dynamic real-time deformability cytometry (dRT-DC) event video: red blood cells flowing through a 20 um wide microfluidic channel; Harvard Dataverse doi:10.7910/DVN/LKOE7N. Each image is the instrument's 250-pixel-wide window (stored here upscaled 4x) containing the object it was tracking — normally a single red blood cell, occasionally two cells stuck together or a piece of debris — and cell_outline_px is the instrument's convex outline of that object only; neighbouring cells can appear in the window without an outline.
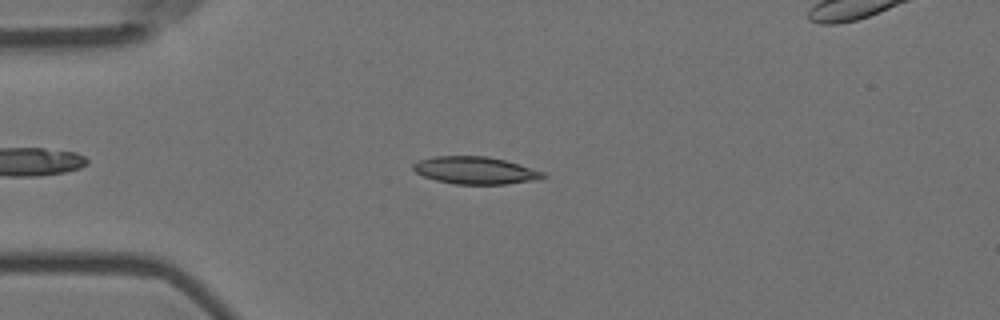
{"species": "Egyptian fruit bat (a non-hibernating species)", "species_latin": "Rousettus aegyptiacus", "temperature_condition": "room temperature", "stored_images_in_passage": 46, "camera_frame_rate_fps": 3000, "um_per_image_px": 0.085, "animal": {"sex": "female"}, "frame": {"image": 1, "passage_image": 10, "time_ms": 3.0, "image_size_px": [1000, 320], "cell_outline_px": [[548, 176], [540, 180], [504, 184], [456, 184], [436, 180], [424, 176], [416, 172], [412, 168], [412, 164], [420, 160], [432, 156], [488, 156], [504, 160], [544, 172]], "centroid_in_image_um": [40.41, 14.48], "position_along_channel_um": 44.6, "area_um2": 20.69}}
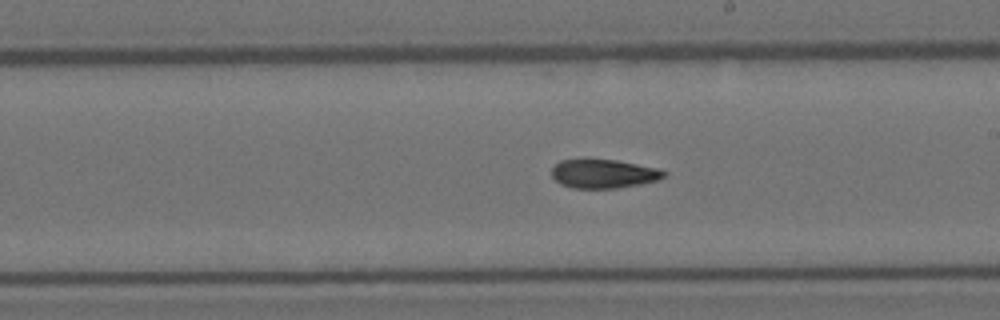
{"frame": {"image": 2, "passage_image": 27, "time_ms": 8.667, "image_size_px": [1000, 320], "cell_outline_px": [[668, 172], [660, 180], [640, 184], [616, 188], [572, 188], [560, 184], [552, 176], [552, 168], [560, 160], [584, 156], [588, 156], [616, 160], [660, 168]], "centroid_in_image_um": [51.29, 14.72], "position_along_channel_um": 237.7, "area_um2": 19.71}}
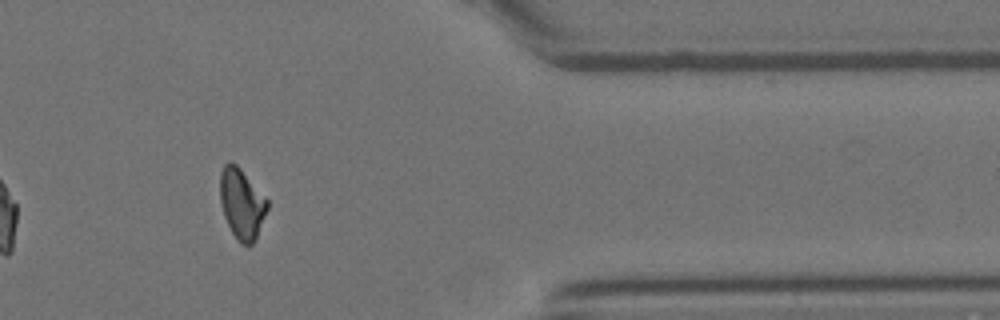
{"frame": {"image": 3, "passage_image": 41, "time_ms": 13.333, "image_size_px": [1000, 320], "cell_outline_px": [[268, 208], [256, 236], [252, 244], [248, 248], [240, 244], [232, 232], [224, 216], [220, 200], [220, 172], [224, 164], [228, 160], [236, 164], [240, 168], [268, 200]], "centroid_in_image_um": [20.53, 17.31], "position_along_channel_um": 390.9, "area_um2": 19.31}, "authors_computed_cell_mechanics": {"area_um2": 19.652, "velocity_mm_per_s": 3.7586, "shape_relaxation_time_tau1_ms": 6.6171, "shape_relaxation_time_tau2_ms": 5.1426, "deformation_change_tau1": 0.1984, "deformation_change_tau2": 0.1276}}